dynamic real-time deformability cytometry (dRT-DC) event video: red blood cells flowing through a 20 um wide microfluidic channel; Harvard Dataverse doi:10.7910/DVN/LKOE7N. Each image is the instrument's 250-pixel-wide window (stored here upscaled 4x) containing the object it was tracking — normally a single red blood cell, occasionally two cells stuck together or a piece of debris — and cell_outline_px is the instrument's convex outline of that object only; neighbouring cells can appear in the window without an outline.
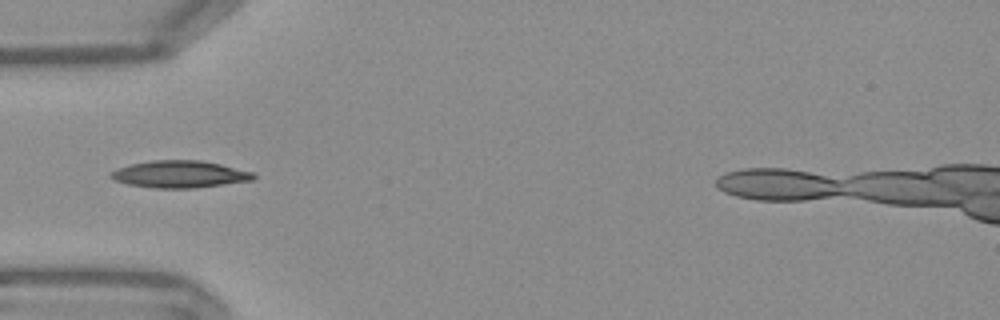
{"species": "Egyptian fruit bat (a non-hibernating species)", "species_latin": "Rousettus aegyptiacus", "temperature_condition": "warm", "stored_images_in_passage": 35, "camera_frame_rate_fps": 3000, "um_per_image_px": 0.085, "frame": {"image": 1, "passage_image": 1, "time_ms": 0.0, "image_size_px": [1000, 320], "cell_outline_px": [[256, 176], [252, 180], [196, 188], [156, 188], [128, 184], [112, 180], [108, 176], [108, 172], [132, 164], [152, 160], [200, 160], [220, 164], [252, 172]], "centroid_in_image_um": [15.23, 14.81], "position_along_channel_um": 69.8, "area_um2": 22.43}}
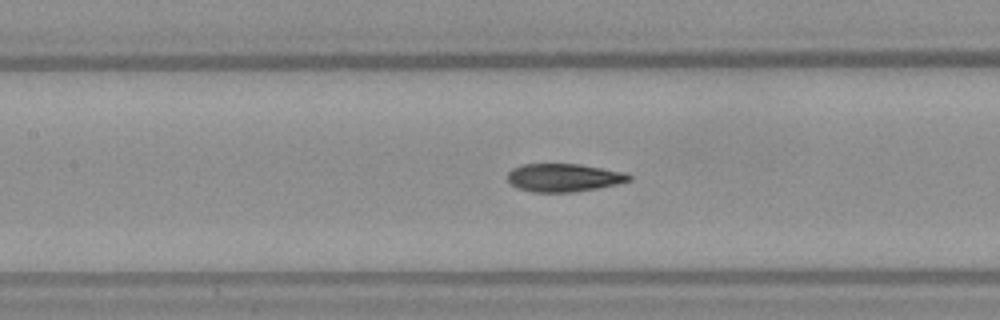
{"frame": {"image": 2, "passage_image": 8, "time_ms": 2.333, "image_size_px": [1000, 320], "cell_outline_px": [[632, 180], [616, 184], [576, 192], [532, 192], [516, 188], [508, 180], [508, 172], [512, 168], [524, 164], [580, 164], [624, 172], [632, 176]], "centroid_in_image_um": [47.91, 15.1], "position_along_channel_um": 159.5, "area_um2": 19.88}}
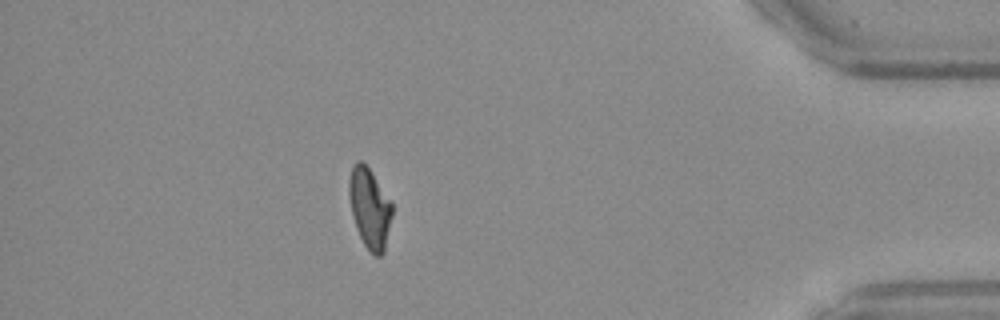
{"frame": {"image": 3, "passage_image": 31, "time_ms": 10.0, "image_size_px": [1000, 320], "cell_outline_px": [[392, 216], [384, 252], [380, 256], [376, 256], [364, 244], [356, 228], [352, 216], [348, 196], [348, 180], [352, 168], [356, 160], [360, 160], [368, 168], [392, 204]], "centroid_in_image_um": [31.39, 17.7], "position_along_channel_um": 403.8, "area_um2": 19.83}}